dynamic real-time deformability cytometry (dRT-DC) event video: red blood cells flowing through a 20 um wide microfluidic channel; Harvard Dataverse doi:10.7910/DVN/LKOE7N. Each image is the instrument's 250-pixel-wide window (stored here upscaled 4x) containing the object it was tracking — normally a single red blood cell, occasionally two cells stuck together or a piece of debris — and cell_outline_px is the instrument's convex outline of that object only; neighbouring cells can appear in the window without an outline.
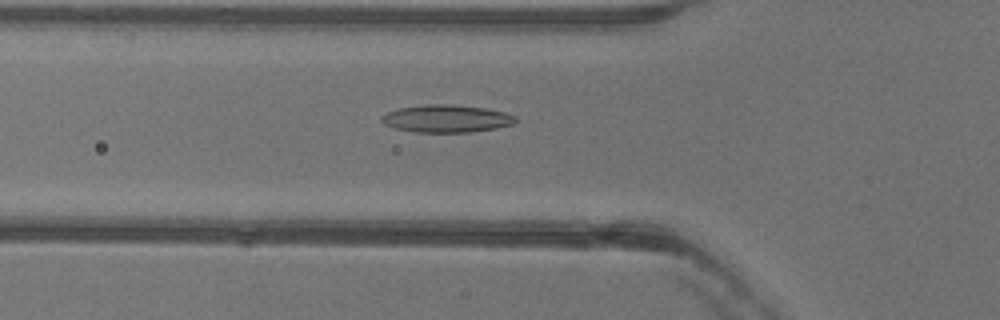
{"species": "common noctule bat (a hibernating species)", "species_latin": "Nyctalus noctula", "temperature_condition": "warm", "stored_images_in_passage": 51, "camera_frame_rate_fps": 3000, "um_per_image_px": 0.085, "animal": {"sex": "female"}, "frame": {"image": 1, "passage_image": 18, "time_ms": 5.667, "image_size_px": [1000, 320], "cell_outline_px": [[516, 120], [512, 124], [496, 128], [468, 132], [416, 132], [396, 128], [384, 124], [380, 120], [380, 116], [388, 112], [400, 108], [424, 104], [452, 104], [484, 108], [504, 112], [516, 116]], "centroid_in_image_um": [37.93, 10.07], "position_along_channel_um": 87.9, "area_um2": 21.39}}
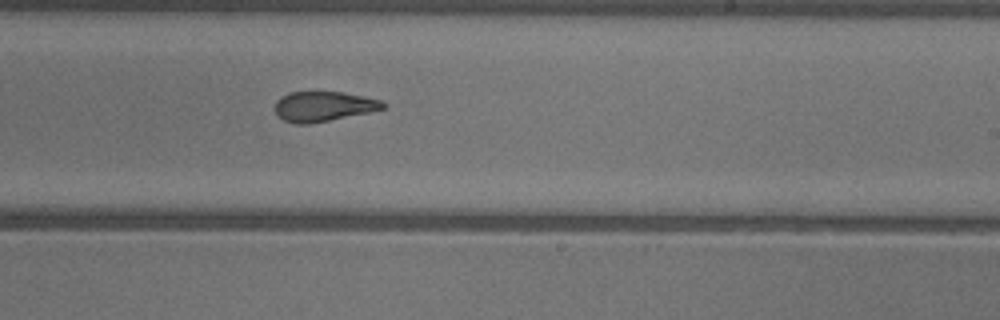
{"frame": {"image": 2, "passage_image": 31, "time_ms": 10.0, "image_size_px": [1000, 320], "cell_outline_px": [[388, 104], [384, 108], [368, 112], [308, 124], [296, 124], [284, 120], [276, 112], [276, 100], [280, 96], [288, 92], [340, 92], [364, 96], [380, 100]], "centroid_in_image_um": [27.48, 9.03], "position_along_channel_um": 261.5, "area_um2": 18.61}}
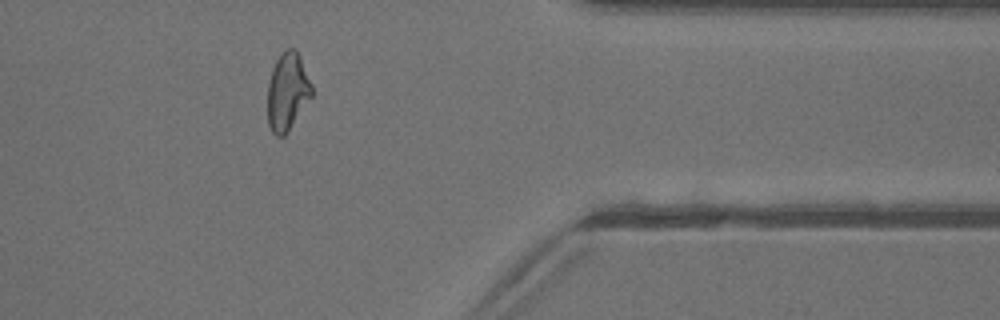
{"frame": {"image": 3, "passage_image": 42, "time_ms": 13.667, "image_size_px": [1000, 320], "cell_outline_px": [[312, 96], [284, 136], [276, 136], [272, 132], [268, 124], [268, 84], [272, 68], [276, 60], [288, 48], [296, 48], [300, 56], [312, 84]], "centroid_in_image_um": [24.43, 7.78], "position_along_channel_um": 387.0, "area_um2": 19.83}}